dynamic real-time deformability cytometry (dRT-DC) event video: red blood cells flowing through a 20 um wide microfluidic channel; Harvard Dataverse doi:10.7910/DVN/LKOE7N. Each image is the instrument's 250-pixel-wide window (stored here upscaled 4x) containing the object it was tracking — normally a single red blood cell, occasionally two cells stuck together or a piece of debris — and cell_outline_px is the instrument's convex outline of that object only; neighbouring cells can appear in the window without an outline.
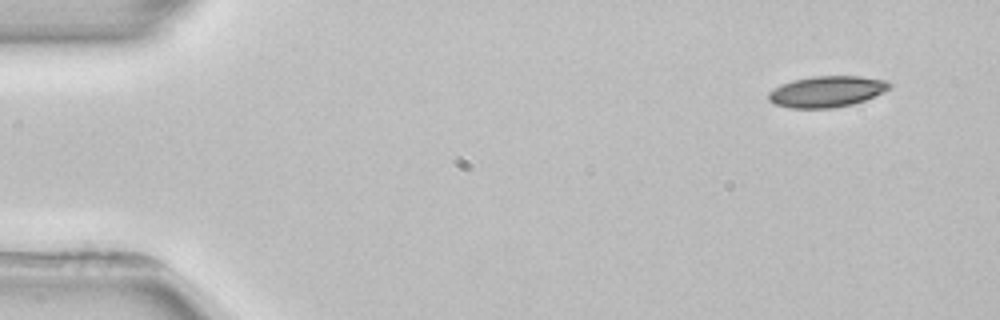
{"species": "common noctule bat (a hibernating species)", "species_latin": "Nyctalus noctula", "temperature_condition": "room temperature", "stored_images_in_passage": 4, "segment_of_instrument_passage": [1, 2], "camera_frame_rate_fps": 3000, "um_per_image_px": 0.085, "animal": {"sex": "female", "body_mass_g": 22.7, "forearm_length_mm": 54.2}, "frame": {"image": 1, "passage_image": 1, "time_ms": 0.0, "image_size_px": [1000, 320], "cell_outline_px": [[892, 88], [884, 92], [864, 100], [852, 104], [832, 108], [792, 108], [776, 104], [768, 100], [768, 92], [792, 80], [816, 76], [860, 76], [888, 80], [892, 84]], "centroid_in_image_um": [70.33, 7.77], "position_along_channel_um": 14.7, "area_um2": 21.85}}
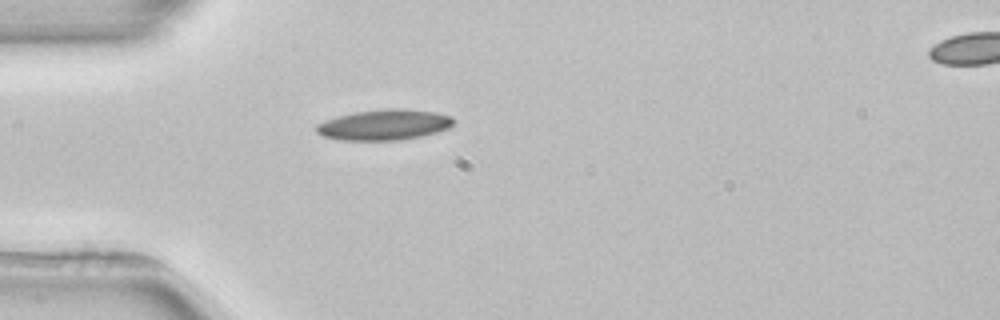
{"frame": {"image": 2, "passage_image": 3, "time_ms": 3.667, "image_size_px": [1000, 320], "cell_outline_px": [[452, 124], [448, 128], [436, 132], [420, 136], [400, 140], [340, 140], [324, 136], [316, 132], [316, 124], [340, 116], [356, 112], [388, 108], [400, 108], [436, 112], [452, 116]], "centroid_in_image_um": [32.67, 10.61], "position_along_channel_um": 52.3, "area_um2": 24.16}}